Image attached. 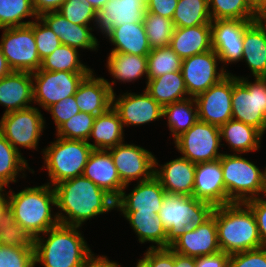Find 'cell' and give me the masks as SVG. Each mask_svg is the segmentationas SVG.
<instances>
[{"mask_svg":"<svg viewBox=\"0 0 266 267\" xmlns=\"http://www.w3.org/2000/svg\"><path fill=\"white\" fill-rule=\"evenodd\" d=\"M60 224L81 227L83 222L115 208V200L83 175L53 186Z\"/></svg>","mask_w":266,"mask_h":267,"instance_id":"obj_1","label":"cell"},{"mask_svg":"<svg viewBox=\"0 0 266 267\" xmlns=\"http://www.w3.org/2000/svg\"><path fill=\"white\" fill-rule=\"evenodd\" d=\"M77 226L58 224L34 239V261L44 267H84L95 256Z\"/></svg>","mask_w":266,"mask_h":267,"instance_id":"obj_2","label":"cell"},{"mask_svg":"<svg viewBox=\"0 0 266 267\" xmlns=\"http://www.w3.org/2000/svg\"><path fill=\"white\" fill-rule=\"evenodd\" d=\"M9 192V213L34 239L59 224L57 214L53 216L51 213L52 206H56L52 185L46 183L27 187L18 193Z\"/></svg>","mask_w":266,"mask_h":267,"instance_id":"obj_3","label":"cell"},{"mask_svg":"<svg viewBox=\"0 0 266 267\" xmlns=\"http://www.w3.org/2000/svg\"><path fill=\"white\" fill-rule=\"evenodd\" d=\"M215 220L220 250L224 253L231 255L263 247L254 214L245 203L215 207Z\"/></svg>","mask_w":266,"mask_h":267,"instance_id":"obj_4","label":"cell"},{"mask_svg":"<svg viewBox=\"0 0 266 267\" xmlns=\"http://www.w3.org/2000/svg\"><path fill=\"white\" fill-rule=\"evenodd\" d=\"M221 167L227 192V204L246 202L266 196V168L263 172L241 155L222 154Z\"/></svg>","mask_w":266,"mask_h":267,"instance_id":"obj_5","label":"cell"},{"mask_svg":"<svg viewBox=\"0 0 266 267\" xmlns=\"http://www.w3.org/2000/svg\"><path fill=\"white\" fill-rule=\"evenodd\" d=\"M92 151L87 141L57 137L55 142L43 149L44 165L51 181L48 184L54 186L82 175Z\"/></svg>","mask_w":266,"mask_h":267,"instance_id":"obj_6","label":"cell"},{"mask_svg":"<svg viewBox=\"0 0 266 267\" xmlns=\"http://www.w3.org/2000/svg\"><path fill=\"white\" fill-rule=\"evenodd\" d=\"M232 119L258 129L266 130V77L247 78L233 76Z\"/></svg>","mask_w":266,"mask_h":267,"instance_id":"obj_7","label":"cell"},{"mask_svg":"<svg viewBox=\"0 0 266 267\" xmlns=\"http://www.w3.org/2000/svg\"><path fill=\"white\" fill-rule=\"evenodd\" d=\"M214 208L193 196L166 194L158 215L172 240L187 228H196L208 220Z\"/></svg>","mask_w":266,"mask_h":267,"instance_id":"obj_8","label":"cell"},{"mask_svg":"<svg viewBox=\"0 0 266 267\" xmlns=\"http://www.w3.org/2000/svg\"><path fill=\"white\" fill-rule=\"evenodd\" d=\"M0 48L12 71L33 73L41 68L33 22L25 26L3 28Z\"/></svg>","mask_w":266,"mask_h":267,"instance_id":"obj_9","label":"cell"},{"mask_svg":"<svg viewBox=\"0 0 266 267\" xmlns=\"http://www.w3.org/2000/svg\"><path fill=\"white\" fill-rule=\"evenodd\" d=\"M220 127L198 120L188 131L174 140L182 157L194 164L220 159Z\"/></svg>","mask_w":266,"mask_h":267,"instance_id":"obj_10","label":"cell"},{"mask_svg":"<svg viewBox=\"0 0 266 267\" xmlns=\"http://www.w3.org/2000/svg\"><path fill=\"white\" fill-rule=\"evenodd\" d=\"M44 127L43 115L32 106L3 114L0 120V133L19 152L17 145L36 149Z\"/></svg>","mask_w":266,"mask_h":267,"instance_id":"obj_11","label":"cell"},{"mask_svg":"<svg viewBox=\"0 0 266 267\" xmlns=\"http://www.w3.org/2000/svg\"><path fill=\"white\" fill-rule=\"evenodd\" d=\"M33 101L47 110L61 100L75 95L79 84L89 73L37 70L31 73ZM35 82V83H34Z\"/></svg>","mask_w":266,"mask_h":267,"instance_id":"obj_12","label":"cell"},{"mask_svg":"<svg viewBox=\"0 0 266 267\" xmlns=\"http://www.w3.org/2000/svg\"><path fill=\"white\" fill-rule=\"evenodd\" d=\"M217 61L220 58L213 49L182 60L181 71L190 97L208 90L229 74L224 67L217 72Z\"/></svg>","mask_w":266,"mask_h":267,"instance_id":"obj_13","label":"cell"},{"mask_svg":"<svg viewBox=\"0 0 266 267\" xmlns=\"http://www.w3.org/2000/svg\"><path fill=\"white\" fill-rule=\"evenodd\" d=\"M118 175L126 189L132 180L146 181L154 176L155 156L148 150L134 144L120 143L108 149Z\"/></svg>","mask_w":266,"mask_h":267,"instance_id":"obj_14","label":"cell"},{"mask_svg":"<svg viewBox=\"0 0 266 267\" xmlns=\"http://www.w3.org/2000/svg\"><path fill=\"white\" fill-rule=\"evenodd\" d=\"M233 75L229 73L220 82L194 97L198 120L221 127L232 119Z\"/></svg>","mask_w":266,"mask_h":267,"instance_id":"obj_15","label":"cell"},{"mask_svg":"<svg viewBox=\"0 0 266 267\" xmlns=\"http://www.w3.org/2000/svg\"><path fill=\"white\" fill-rule=\"evenodd\" d=\"M256 20L218 19L211 21L212 49L222 63L242 60L245 29Z\"/></svg>","mask_w":266,"mask_h":267,"instance_id":"obj_16","label":"cell"},{"mask_svg":"<svg viewBox=\"0 0 266 267\" xmlns=\"http://www.w3.org/2000/svg\"><path fill=\"white\" fill-rule=\"evenodd\" d=\"M170 248L178 254L200 257L220 252L215 208L212 216L196 228H187L171 240Z\"/></svg>","mask_w":266,"mask_h":267,"instance_id":"obj_17","label":"cell"},{"mask_svg":"<svg viewBox=\"0 0 266 267\" xmlns=\"http://www.w3.org/2000/svg\"><path fill=\"white\" fill-rule=\"evenodd\" d=\"M115 96L114 93L112 107L118 113L123 126L143 125L162 118L163 107L145 89L139 95L126 92L118 98Z\"/></svg>","mask_w":266,"mask_h":267,"instance_id":"obj_18","label":"cell"},{"mask_svg":"<svg viewBox=\"0 0 266 267\" xmlns=\"http://www.w3.org/2000/svg\"><path fill=\"white\" fill-rule=\"evenodd\" d=\"M192 196L214 207L227 204L220 159L196 164Z\"/></svg>","mask_w":266,"mask_h":267,"instance_id":"obj_19","label":"cell"},{"mask_svg":"<svg viewBox=\"0 0 266 267\" xmlns=\"http://www.w3.org/2000/svg\"><path fill=\"white\" fill-rule=\"evenodd\" d=\"M136 185L131 193H121L115 201V208L121 212L158 213L167 194L160 181L153 176Z\"/></svg>","mask_w":266,"mask_h":267,"instance_id":"obj_20","label":"cell"},{"mask_svg":"<svg viewBox=\"0 0 266 267\" xmlns=\"http://www.w3.org/2000/svg\"><path fill=\"white\" fill-rule=\"evenodd\" d=\"M91 71L79 84L74 98L80 112H85L94 116L108 111L112 107L114 94L113 84L103 77H94Z\"/></svg>","mask_w":266,"mask_h":267,"instance_id":"obj_21","label":"cell"},{"mask_svg":"<svg viewBox=\"0 0 266 267\" xmlns=\"http://www.w3.org/2000/svg\"><path fill=\"white\" fill-rule=\"evenodd\" d=\"M109 194L115 201L124 190L112 155L108 150H94L90 153L82 174Z\"/></svg>","mask_w":266,"mask_h":267,"instance_id":"obj_22","label":"cell"},{"mask_svg":"<svg viewBox=\"0 0 266 267\" xmlns=\"http://www.w3.org/2000/svg\"><path fill=\"white\" fill-rule=\"evenodd\" d=\"M155 158L154 176L167 194L192 196L196 164L184 157L171 160L160 168Z\"/></svg>","mask_w":266,"mask_h":267,"instance_id":"obj_23","label":"cell"},{"mask_svg":"<svg viewBox=\"0 0 266 267\" xmlns=\"http://www.w3.org/2000/svg\"><path fill=\"white\" fill-rule=\"evenodd\" d=\"M147 9L139 0H108V2L97 11L94 26L101 30L106 37L114 27L122 26L124 23L143 22Z\"/></svg>","mask_w":266,"mask_h":267,"instance_id":"obj_24","label":"cell"},{"mask_svg":"<svg viewBox=\"0 0 266 267\" xmlns=\"http://www.w3.org/2000/svg\"><path fill=\"white\" fill-rule=\"evenodd\" d=\"M40 18L59 37L63 45L90 50H97V47H99L89 25L74 24L57 11L44 13Z\"/></svg>","mask_w":266,"mask_h":267,"instance_id":"obj_25","label":"cell"},{"mask_svg":"<svg viewBox=\"0 0 266 267\" xmlns=\"http://www.w3.org/2000/svg\"><path fill=\"white\" fill-rule=\"evenodd\" d=\"M33 80L30 72L12 71L0 79V104L4 114L31 107Z\"/></svg>","mask_w":266,"mask_h":267,"instance_id":"obj_26","label":"cell"},{"mask_svg":"<svg viewBox=\"0 0 266 267\" xmlns=\"http://www.w3.org/2000/svg\"><path fill=\"white\" fill-rule=\"evenodd\" d=\"M243 59L254 77H266V20L259 18L245 29Z\"/></svg>","mask_w":266,"mask_h":267,"instance_id":"obj_27","label":"cell"},{"mask_svg":"<svg viewBox=\"0 0 266 267\" xmlns=\"http://www.w3.org/2000/svg\"><path fill=\"white\" fill-rule=\"evenodd\" d=\"M169 46L182 60L212 50L211 24L175 27Z\"/></svg>","mask_w":266,"mask_h":267,"instance_id":"obj_28","label":"cell"},{"mask_svg":"<svg viewBox=\"0 0 266 267\" xmlns=\"http://www.w3.org/2000/svg\"><path fill=\"white\" fill-rule=\"evenodd\" d=\"M107 37L115 46L111 52L147 56L151 51L143 22H125L114 27Z\"/></svg>","mask_w":266,"mask_h":267,"instance_id":"obj_29","label":"cell"},{"mask_svg":"<svg viewBox=\"0 0 266 267\" xmlns=\"http://www.w3.org/2000/svg\"><path fill=\"white\" fill-rule=\"evenodd\" d=\"M126 220L129 221L136 235H138L139 243L152 242L157 246L150 248H168L171 240L167 235V231L161 222V218L156 212L139 213V212H122Z\"/></svg>","mask_w":266,"mask_h":267,"instance_id":"obj_30","label":"cell"},{"mask_svg":"<svg viewBox=\"0 0 266 267\" xmlns=\"http://www.w3.org/2000/svg\"><path fill=\"white\" fill-rule=\"evenodd\" d=\"M123 124L118 113L111 107L103 114L97 115L89 136L94 144L89 145L94 150H108L124 142Z\"/></svg>","mask_w":266,"mask_h":267,"instance_id":"obj_31","label":"cell"},{"mask_svg":"<svg viewBox=\"0 0 266 267\" xmlns=\"http://www.w3.org/2000/svg\"><path fill=\"white\" fill-rule=\"evenodd\" d=\"M146 83L145 90L162 107L190 97L184 84L182 71L147 79Z\"/></svg>","mask_w":266,"mask_h":267,"instance_id":"obj_32","label":"cell"},{"mask_svg":"<svg viewBox=\"0 0 266 267\" xmlns=\"http://www.w3.org/2000/svg\"><path fill=\"white\" fill-rule=\"evenodd\" d=\"M220 134L237 154L259 150L263 136L258 129L234 119L220 127Z\"/></svg>","mask_w":266,"mask_h":267,"instance_id":"obj_33","label":"cell"},{"mask_svg":"<svg viewBox=\"0 0 266 267\" xmlns=\"http://www.w3.org/2000/svg\"><path fill=\"white\" fill-rule=\"evenodd\" d=\"M107 67L114 79L119 81L131 82L145 74L147 78V56L110 52Z\"/></svg>","mask_w":266,"mask_h":267,"instance_id":"obj_34","label":"cell"},{"mask_svg":"<svg viewBox=\"0 0 266 267\" xmlns=\"http://www.w3.org/2000/svg\"><path fill=\"white\" fill-rule=\"evenodd\" d=\"M162 117H167L169 130L175 140L198 121L197 105L194 97L164 106Z\"/></svg>","mask_w":266,"mask_h":267,"instance_id":"obj_35","label":"cell"},{"mask_svg":"<svg viewBox=\"0 0 266 267\" xmlns=\"http://www.w3.org/2000/svg\"><path fill=\"white\" fill-rule=\"evenodd\" d=\"M172 21L174 27L211 24L208 0H178Z\"/></svg>","mask_w":266,"mask_h":267,"instance_id":"obj_36","label":"cell"},{"mask_svg":"<svg viewBox=\"0 0 266 267\" xmlns=\"http://www.w3.org/2000/svg\"><path fill=\"white\" fill-rule=\"evenodd\" d=\"M78 52V49L62 44L42 60L40 69L54 72L90 73L92 69L79 60Z\"/></svg>","mask_w":266,"mask_h":267,"instance_id":"obj_37","label":"cell"},{"mask_svg":"<svg viewBox=\"0 0 266 267\" xmlns=\"http://www.w3.org/2000/svg\"><path fill=\"white\" fill-rule=\"evenodd\" d=\"M24 169H29L27 160L0 133V189L15 183L18 173Z\"/></svg>","mask_w":266,"mask_h":267,"instance_id":"obj_38","label":"cell"},{"mask_svg":"<svg viewBox=\"0 0 266 267\" xmlns=\"http://www.w3.org/2000/svg\"><path fill=\"white\" fill-rule=\"evenodd\" d=\"M147 79L181 71L182 59L170 46L151 49L147 55Z\"/></svg>","mask_w":266,"mask_h":267,"instance_id":"obj_39","label":"cell"},{"mask_svg":"<svg viewBox=\"0 0 266 267\" xmlns=\"http://www.w3.org/2000/svg\"><path fill=\"white\" fill-rule=\"evenodd\" d=\"M37 18L32 0H0V29L29 25L22 22L25 17Z\"/></svg>","mask_w":266,"mask_h":267,"instance_id":"obj_40","label":"cell"},{"mask_svg":"<svg viewBox=\"0 0 266 267\" xmlns=\"http://www.w3.org/2000/svg\"><path fill=\"white\" fill-rule=\"evenodd\" d=\"M212 20L238 19L258 20L259 17L249 8L247 0H208Z\"/></svg>","mask_w":266,"mask_h":267,"instance_id":"obj_41","label":"cell"},{"mask_svg":"<svg viewBox=\"0 0 266 267\" xmlns=\"http://www.w3.org/2000/svg\"><path fill=\"white\" fill-rule=\"evenodd\" d=\"M143 24L151 49L170 45L175 28L172 19L147 12Z\"/></svg>","mask_w":266,"mask_h":267,"instance_id":"obj_42","label":"cell"},{"mask_svg":"<svg viewBox=\"0 0 266 267\" xmlns=\"http://www.w3.org/2000/svg\"><path fill=\"white\" fill-rule=\"evenodd\" d=\"M0 245L34 247V238L9 213L0 222Z\"/></svg>","mask_w":266,"mask_h":267,"instance_id":"obj_43","label":"cell"},{"mask_svg":"<svg viewBox=\"0 0 266 267\" xmlns=\"http://www.w3.org/2000/svg\"><path fill=\"white\" fill-rule=\"evenodd\" d=\"M96 116L79 112L70 120L63 123L57 130L56 135L60 138L83 140L89 142V136Z\"/></svg>","mask_w":266,"mask_h":267,"instance_id":"obj_44","label":"cell"},{"mask_svg":"<svg viewBox=\"0 0 266 267\" xmlns=\"http://www.w3.org/2000/svg\"><path fill=\"white\" fill-rule=\"evenodd\" d=\"M57 12L74 24L89 26L97 15L96 9L83 0H65Z\"/></svg>","mask_w":266,"mask_h":267,"instance_id":"obj_45","label":"cell"},{"mask_svg":"<svg viewBox=\"0 0 266 267\" xmlns=\"http://www.w3.org/2000/svg\"><path fill=\"white\" fill-rule=\"evenodd\" d=\"M35 21L37 22L33 21L34 37L38 55L42 61L62 44L59 37L40 17L35 18Z\"/></svg>","mask_w":266,"mask_h":267,"instance_id":"obj_46","label":"cell"},{"mask_svg":"<svg viewBox=\"0 0 266 267\" xmlns=\"http://www.w3.org/2000/svg\"><path fill=\"white\" fill-rule=\"evenodd\" d=\"M0 267H35L34 247L0 245Z\"/></svg>","mask_w":266,"mask_h":267,"instance_id":"obj_47","label":"cell"},{"mask_svg":"<svg viewBox=\"0 0 266 267\" xmlns=\"http://www.w3.org/2000/svg\"><path fill=\"white\" fill-rule=\"evenodd\" d=\"M229 267H266V247L231 254Z\"/></svg>","mask_w":266,"mask_h":267,"instance_id":"obj_48","label":"cell"},{"mask_svg":"<svg viewBox=\"0 0 266 267\" xmlns=\"http://www.w3.org/2000/svg\"><path fill=\"white\" fill-rule=\"evenodd\" d=\"M52 115L56 130L73 116L80 112L74 95L61 100L47 109Z\"/></svg>","mask_w":266,"mask_h":267,"instance_id":"obj_49","label":"cell"},{"mask_svg":"<svg viewBox=\"0 0 266 267\" xmlns=\"http://www.w3.org/2000/svg\"><path fill=\"white\" fill-rule=\"evenodd\" d=\"M142 260L149 267H174V251L168 248H148Z\"/></svg>","mask_w":266,"mask_h":267,"instance_id":"obj_50","label":"cell"},{"mask_svg":"<svg viewBox=\"0 0 266 267\" xmlns=\"http://www.w3.org/2000/svg\"><path fill=\"white\" fill-rule=\"evenodd\" d=\"M253 212L262 246L266 247V200L253 198L244 202Z\"/></svg>","mask_w":266,"mask_h":267,"instance_id":"obj_51","label":"cell"},{"mask_svg":"<svg viewBox=\"0 0 266 267\" xmlns=\"http://www.w3.org/2000/svg\"><path fill=\"white\" fill-rule=\"evenodd\" d=\"M178 0H150L146 9L148 13L172 19Z\"/></svg>","mask_w":266,"mask_h":267,"instance_id":"obj_52","label":"cell"},{"mask_svg":"<svg viewBox=\"0 0 266 267\" xmlns=\"http://www.w3.org/2000/svg\"><path fill=\"white\" fill-rule=\"evenodd\" d=\"M230 255L223 251L195 258V267H229Z\"/></svg>","mask_w":266,"mask_h":267,"instance_id":"obj_53","label":"cell"},{"mask_svg":"<svg viewBox=\"0 0 266 267\" xmlns=\"http://www.w3.org/2000/svg\"><path fill=\"white\" fill-rule=\"evenodd\" d=\"M64 1L65 0H32V5L37 17H40L44 13L57 11Z\"/></svg>","mask_w":266,"mask_h":267,"instance_id":"obj_54","label":"cell"},{"mask_svg":"<svg viewBox=\"0 0 266 267\" xmlns=\"http://www.w3.org/2000/svg\"><path fill=\"white\" fill-rule=\"evenodd\" d=\"M84 267H120L116 262H112L106 258V256H93Z\"/></svg>","mask_w":266,"mask_h":267,"instance_id":"obj_55","label":"cell"},{"mask_svg":"<svg viewBox=\"0 0 266 267\" xmlns=\"http://www.w3.org/2000/svg\"><path fill=\"white\" fill-rule=\"evenodd\" d=\"M247 3L259 18L266 20V0H247Z\"/></svg>","mask_w":266,"mask_h":267,"instance_id":"obj_56","label":"cell"},{"mask_svg":"<svg viewBox=\"0 0 266 267\" xmlns=\"http://www.w3.org/2000/svg\"><path fill=\"white\" fill-rule=\"evenodd\" d=\"M174 267H195V258L174 252Z\"/></svg>","mask_w":266,"mask_h":267,"instance_id":"obj_57","label":"cell"},{"mask_svg":"<svg viewBox=\"0 0 266 267\" xmlns=\"http://www.w3.org/2000/svg\"><path fill=\"white\" fill-rule=\"evenodd\" d=\"M12 72L0 48V79Z\"/></svg>","mask_w":266,"mask_h":267,"instance_id":"obj_58","label":"cell"},{"mask_svg":"<svg viewBox=\"0 0 266 267\" xmlns=\"http://www.w3.org/2000/svg\"><path fill=\"white\" fill-rule=\"evenodd\" d=\"M3 190L5 189L4 188L0 189V222L2 218L5 216V214L8 212V200L6 198L7 193L6 194L2 193Z\"/></svg>","mask_w":266,"mask_h":267,"instance_id":"obj_59","label":"cell"},{"mask_svg":"<svg viewBox=\"0 0 266 267\" xmlns=\"http://www.w3.org/2000/svg\"><path fill=\"white\" fill-rule=\"evenodd\" d=\"M83 1L94 7L96 11L100 10L108 2V0H83Z\"/></svg>","mask_w":266,"mask_h":267,"instance_id":"obj_60","label":"cell"},{"mask_svg":"<svg viewBox=\"0 0 266 267\" xmlns=\"http://www.w3.org/2000/svg\"><path fill=\"white\" fill-rule=\"evenodd\" d=\"M136 267H149L142 259H139Z\"/></svg>","mask_w":266,"mask_h":267,"instance_id":"obj_61","label":"cell"},{"mask_svg":"<svg viewBox=\"0 0 266 267\" xmlns=\"http://www.w3.org/2000/svg\"><path fill=\"white\" fill-rule=\"evenodd\" d=\"M140 3L143 4V6L147 7V5L149 4L150 0H139Z\"/></svg>","mask_w":266,"mask_h":267,"instance_id":"obj_62","label":"cell"}]
</instances>
